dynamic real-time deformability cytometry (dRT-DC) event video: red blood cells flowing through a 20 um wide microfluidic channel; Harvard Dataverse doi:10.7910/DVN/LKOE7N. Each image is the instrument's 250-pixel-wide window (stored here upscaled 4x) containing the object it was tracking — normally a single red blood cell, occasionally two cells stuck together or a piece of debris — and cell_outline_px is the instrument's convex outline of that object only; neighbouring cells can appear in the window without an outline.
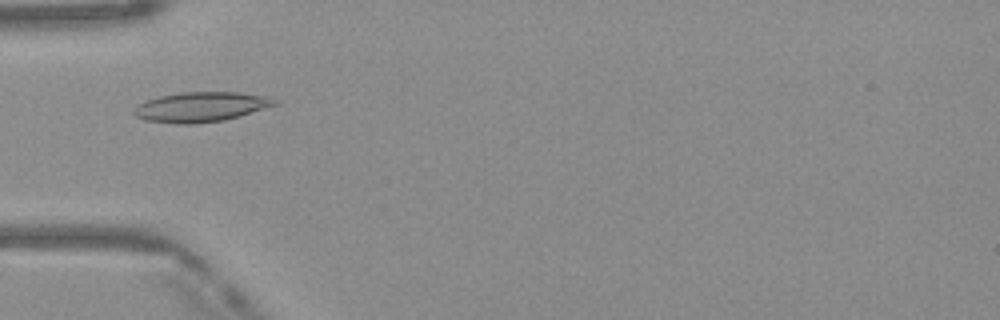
{"species": "Egyptian fruit bat (a non-hibernating species)", "species_latin": "Rousettus aegyptiacus", "temperature_condition": "warm", "stored_images_in_passage": 31, "camera_frame_rate_fps": 3000, "um_per_image_px": 0.085, "frame": {"image": 1, "passage_image": 4, "time_ms": 1.0, "image_size_px": [1000, 320], "cell_outline_px": [[280, 104], [240, 116], [224, 120], [192, 124], [176, 124], [148, 120], [136, 116], [132, 112], [140, 104], [148, 100], [160, 96], [180, 92], [236, 92], [268, 96], [280, 100]], "centroid_in_image_um": [17.17, 9.08], "position_along_channel_um": 67.8, "area_um2": 24.51}}
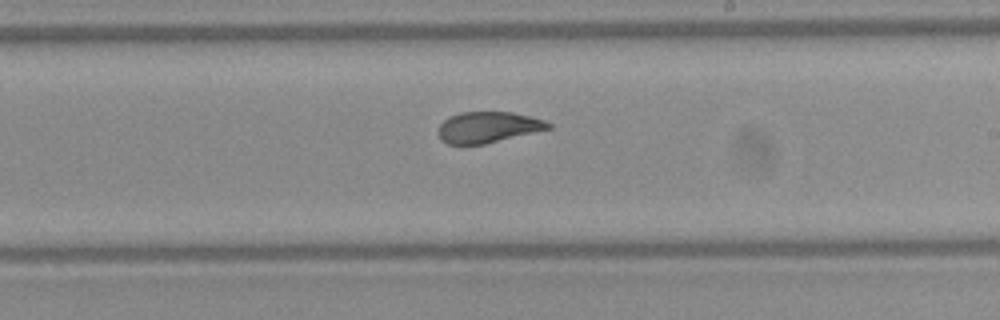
{"frame": {"image": 2, "passage_image": 17, "time_ms": 5.333, "image_size_px": [1000, 320], "cell_outline_px": [[552, 128], [484, 144], [448, 144], [440, 140], [436, 132], [440, 124], [448, 116], [460, 112], [512, 112], [532, 116], [544, 120], [552, 124]], "centroid_in_image_um": [41.45, 10.81], "position_along_channel_um": 247.5, "area_um2": 20.06}}
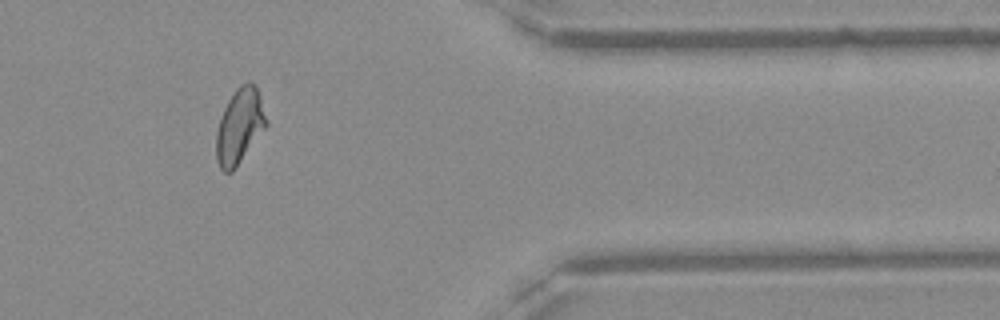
{"frame": {"image": 3, "passage_image": 29, "time_ms": 9.333, "image_size_px": [1000, 320], "cell_outline_px": [[268, 124], [232, 172], [224, 172], [220, 168], [216, 160], [216, 132], [220, 116], [228, 100], [236, 88], [240, 84], [248, 80], [252, 80], [256, 84], [268, 120]], "centroid_in_image_um": [20.37, 10.67], "position_along_channel_um": 391.0, "area_um2": 22.08}, "authors_computed_cell_mechanics": {"area_um2": 21.1548, "velocity_mm_per_s": 4.1336, "shape_relaxation_time_tau1_ms": 5.1921, "shape_relaxation_time_tau2_ms": 1.1882, "deformation_change_tau1": 0.1628, "deformation_change_tau2": 0.044}}